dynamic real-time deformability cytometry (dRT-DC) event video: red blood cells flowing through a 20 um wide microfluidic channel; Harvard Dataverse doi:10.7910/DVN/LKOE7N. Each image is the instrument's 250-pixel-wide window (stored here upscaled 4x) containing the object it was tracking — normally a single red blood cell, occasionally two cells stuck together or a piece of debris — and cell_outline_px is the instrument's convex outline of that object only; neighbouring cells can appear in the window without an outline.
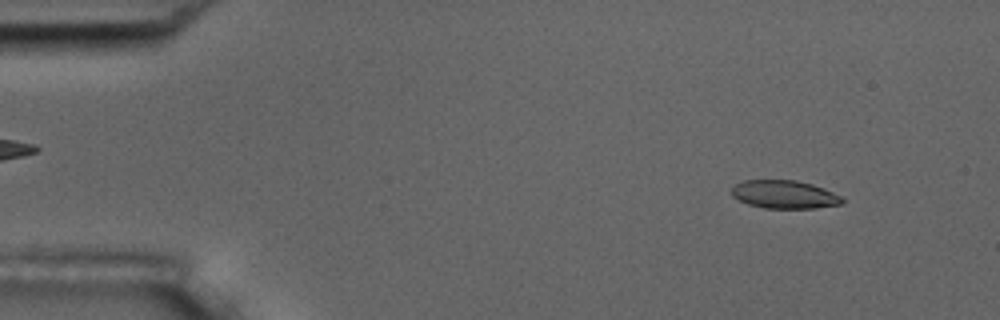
{"species": "common noctule bat (a hibernating species)", "species_latin": "Nyctalus noctula", "temperature_condition": "room temperature", "stored_images_in_passage": 5, "camera_frame_rate_fps": 3000, "um_per_image_px": 0.085, "animal": {"sex": "male", "body_mass_g": 17.5, "forearm_length_mm": 52.3}, "frame": {"image": 1, "passage_image": 1, "time_ms": 0.0, "image_size_px": [1000, 320], "cell_outline_px": [[844, 200], [840, 204], [816, 208], [764, 208], [748, 204], [732, 196], [732, 188], [736, 184], [744, 180], [796, 180], [812, 184], [824, 188], [844, 196]], "centroid_in_image_um": [66.71, 16.52], "position_along_channel_um": 18.3, "area_um2": 18.21}}
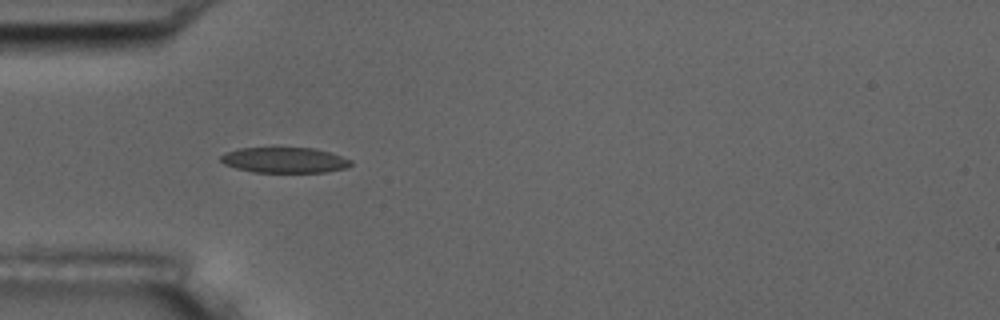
{"frame": {"image": 2, "passage_image": 4, "time_ms": 3.667, "image_size_px": [1000, 320], "cell_outline_px": [[352, 164], [348, 168], [324, 172], [252, 172], [236, 168], [224, 164], [220, 160], [220, 156], [224, 152], [240, 148], [272, 144], [316, 148], [332, 152], [352, 160]], "centroid_in_image_um": [24.17, 13.54], "position_along_channel_um": 60.8, "area_um2": 20.63}}